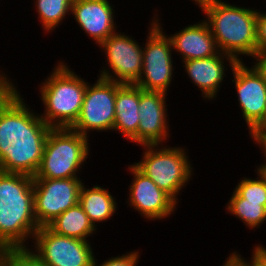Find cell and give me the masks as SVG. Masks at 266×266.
<instances>
[{"label":"cell","instance_id":"cell-30","mask_svg":"<svg viewBox=\"0 0 266 266\" xmlns=\"http://www.w3.org/2000/svg\"><path fill=\"white\" fill-rule=\"evenodd\" d=\"M253 246H256V266H266V246L261 242Z\"/></svg>","mask_w":266,"mask_h":266},{"label":"cell","instance_id":"cell-14","mask_svg":"<svg viewBox=\"0 0 266 266\" xmlns=\"http://www.w3.org/2000/svg\"><path fill=\"white\" fill-rule=\"evenodd\" d=\"M167 96L169 94L140 88L137 146L167 144L170 141L172 125H169Z\"/></svg>","mask_w":266,"mask_h":266},{"label":"cell","instance_id":"cell-29","mask_svg":"<svg viewBox=\"0 0 266 266\" xmlns=\"http://www.w3.org/2000/svg\"><path fill=\"white\" fill-rule=\"evenodd\" d=\"M249 138L252 140L253 144L256 145L255 147H259V151L261 150V157H263V160L261 161L263 163H258L255 167L266 171V127L257 128Z\"/></svg>","mask_w":266,"mask_h":266},{"label":"cell","instance_id":"cell-4","mask_svg":"<svg viewBox=\"0 0 266 266\" xmlns=\"http://www.w3.org/2000/svg\"><path fill=\"white\" fill-rule=\"evenodd\" d=\"M59 59L38 84L40 117L51 128H71L78 119L83 104L87 80L70 63ZM43 112V113H42Z\"/></svg>","mask_w":266,"mask_h":266},{"label":"cell","instance_id":"cell-12","mask_svg":"<svg viewBox=\"0 0 266 266\" xmlns=\"http://www.w3.org/2000/svg\"><path fill=\"white\" fill-rule=\"evenodd\" d=\"M131 174L127 191L126 208H132L144 221L169 220L176 214L179 204L164 190L160 189L149 177L141 172L133 163L125 166ZM133 176V177H132ZM173 214V215H172Z\"/></svg>","mask_w":266,"mask_h":266},{"label":"cell","instance_id":"cell-2","mask_svg":"<svg viewBox=\"0 0 266 266\" xmlns=\"http://www.w3.org/2000/svg\"><path fill=\"white\" fill-rule=\"evenodd\" d=\"M205 14L219 52L233 56L238 62L245 57L257 59L255 6L237 5L228 0H190ZM253 7V8H252ZM244 56V57H243Z\"/></svg>","mask_w":266,"mask_h":266},{"label":"cell","instance_id":"cell-24","mask_svg":"<svg viewBox=\"0 0 266 266\" xmlns=\"http://www.w3.org/2000/svg\"><path fill=\"white\" fill-rule=\"evenodd\" d=\"M0 266H48L29 247L5 248L0 253Z\"/></svg>","mask_w":266,"mask_h":266},{"label":"cell","instance_id":"cell-3","mask_svg":"<svg viewBox=\"0 0 266 266\" xmlns=\"http://www.w3.org/2000/svg\"><path fill=\"white\" fill-rule=\"evenodd\" d=\"M39 228L33 176L0 171V248L30 247Z\"/></svg>","mask_w":266,"mask_h":266},{"label":"cell","instance_id":"cell-9","mask_svg":"<svg viewBox=\"0 0 266 266\" xmlns=\"http://www.w3.org/2000/svg\"><path fill=\"white\" fill-rule=\"evenodd\" d=\"M251 65V66H250ZM230 76L235 89L240 116L245 121L248 135L264 127L266 109V74L255 61L238 62ZM241 108V109H240Z\"/></svg>","mask_w":266,"mask_h":266},{"label":"cell","instance_id":"cell-5","mask_svg":"<svg viewBox=\"0 0 266 266\" xmlns=\"http://www.w3.org/2000/svg\"><path fill=\"white\" fill-rule=\"evenodd\" d=\"M142 155L133 164L178 204L196 170L186 146L169 144L140 146Z\"/></svg>","mask_w":266,"mask_h":266},{"label":"cell","instance_id":"cell-19","mask_svg":"<svg viewBox=\"0 0 266 266\" xmlns=\"http://www.w3.org/2000/svg\"><path fill=\"white\" fill-rule=\"evenodd\" d=\"M81 186L79 193V205L88 216L93 226L98 229L103 224L118 214L117 198L107 187L97 184L92 187L85 184ZM98 225V226H97Z\"/></svg>","mask_w":266,"mask_h":266},{"label":"cell","instance_id":"cell-25","mask_svg":"<svg viewBox=\"0 0 266 266\" xmlns=\"http://www.w3.org/2000/svg\"><path fill=\"white\" fill-rule=\"evenodd\" d=\"M141 255L142 254L139 248L137 250L135 249L134 251L131 250L130 252L125 251V253H121V255L118 254L114 257L111 256L105 258L106 260L104 261L97 259V256L95 255L92 266H138Z\"/></svg>","mask_w":266,"mask_h":266},{"label":"cell","instance_id":"cell-7","mask_svg":"<svg viewBox=\"0 0 266 266\" xmlns=\"http://www.w3.org/2000/svg\"><path fill=\"white\" fill-rule=\"evenodd\" d=\"M155 11V12H153ZM150 23L146 26L147 36L143 43V67L139 80L135 85L147 91H159L169 93L172 81L176 78V62L172 44L167 36L164 22H161L163 16L158 10H153ZM161 15V16H160ZM164 29V30H163ZM165 31V32H164Z\"/></svg>","mask_w":266,"mask_h":266},{"label":"cell","instance_id":"cell-6","mask_svg":"<svg viewBox=\"0 0 266 266\" xmlns=\"http://www.w3.org/2000/svg\"><path fill=\"white\" fill-rule=\"evenodd\" d=\"M91 140L71 128H51L33 178H80L92 154Z\"/></svg>","mask_w":266,"mask_h":266},{"label":"cell","instance_id":"cell-20","mask_svg":"<svg viewBox=\"0 0 266 266\" xmlns=\"http://www.w3.org/2000/svg\"><path fill=\"white\" fill-rule=\"evenodd\" d=\"M47 227L58 235L84 241H91L101 230L93 226L79 203L57 216Z\"/></svg>","mask_w":266,"mask_h":266},{"label":"cell","instance_id":"cell-32","mask_svg":"<svg viewBox=\"0 0 266 266\" xmlns=\"http://www.w3.org/2000/svg\"><path fill=\"white\" fill-rule=\"evenodd\" d=\"M264 127H266V109H265V114H264Z\"/></svg>","mask_w":266,"mask_h":266},{"label":"cell","instance_id":"cell-15","mask_svg":"<svg viewBox=\"0 0 266 266\" xmlns=\"http://www.w3.org/2000/svg\"><path fill=\"white\" fill-rule=\"evenodd\" d=\"M237 63L233 56L219 52L211 57L186 60L180 64L189 82L200 91L202 100L214 102L218 101L224 80Z\"/></svg>","mask_w":266,"mask_h":266},{"label":"cell","instance_id":"cell-13","mask_svg":"<svg viewBox=\"0 0 266 266\" xmlns=\"http://www.w3.org/2000/svg\"><path fill=\"white\" fill-rule=\"evenodd\" d=\"M81 178H33L34 215L39 227L47 226L79 202Z\"/></svg>","mask_w":266,"mask_h":266},{"label":"cell","instance_id":"cell-17","mask_svg":"<svg viewBox=\"0 0 266 266\" xmlns=\"http://www.w3.org/2000/svg\"><path fill=\"white\" fill-rule=\"evenodd\" d=\"M173 33L167 36L171 41L174 56H179L178 60L181 62L207 58L219 53L209 25L203 18Z\"/></svg>","mask_w":266,"mask_h":266},{"label":"cell","instance_id":"cell-8","mask_svg":"<svg viewBox=\"0 0 266 266\" xmlns=\"http://www.w3.org/2000/svg\"><path fill=\"white\" fill-rule=\"evenodd\" d=\"M98 48L104 54L102 61L105 64L102 63L97 76L121 84H135L139 80L143 67V43L118 29Z\"/></svg>","mask_w":266,"mask_h":266},{"label":"cell","instance_id":"cell-28","mask_svg":"<svg viewBox=\"0 0 266 266\" xmlns=\"http://www.w3.org/2000/svg\"><path fill=\"white\" fill-rule=\"evenodd\" d=\"M264 11V12H263ZM266 10L258 8L256 21L257 58L266 51Z\"/></svg>","mask_w":266,"mask_h":266},{"label":"cell","instance_id":"cell-18","mask_svg":"<svg viewBox=\"0 0 266 266\" xmlns=\"http://www.w3.org/2000/svg\"><path fill=\"white\" fill-rule=\"evenodd\" d=\"M140 87L135 84H122L116 91L115 121L113 132L137 145Z\"/></svg>","mask_w":266,"mask_h":266},{"label":"cell","instance_id":"cell-31","mask_svg":"<svg viewBox=\"0 0 266 266\" xmlns=\"http://www.w3.org/2000/svg\"><path fill=\"white\" fill-rule=\"evenodd\" d=\"M255 62L266 74V51L260 53Z\"/></svg>","mask_w":266,"mask_h":266},{"label":"cell","instance_id":"cell-22","mask_svg":"<svg viewBox=\"0 0 266 266\" xmlns=\"http://www.w3.org/2000/svg\"><path fill=\"white\" fill-rule=\"evenodd\" d=\"M31 4L35 8L36 21H39L42 32L45 35L56 32L63 23L65 24L66 18L71 16V8L73 0H31ZM69 15V16H68ZM64 21V22H63Z\"/></svg>","mask_w":266,"mask_h":266},{"label":"cell","instance_id":"cell-27","mask_svg":"<svg viewBox=\"0 0 266 266\" xmlns=\"http://www.w3.org/2000/svg\"><path fill=\"white\" fill-rule=\"evenodd\" d=\"M250 258L243 257L240 251L231 250L230 254L226 255V260L220 266H256V246L251 247ZM249 259V260H248Z\"/></svg>","mask_w":266,"mask_h":266},{"label":"cell","instance_id":"cell-23","mask_svg":"<svg viewBox=\"0 0 266 266\" xmlns=\"http://www.w3.org/2000/svg\"><path fill=\"white\" fill-rule=\"evenodd\" d=\"M255 168L256 178L243 176L233 190L246 201H263L266 207V171Z\"/></svg>","mask_w":266,"mask_h":266},{"label":"cell","instance_id":"cell-21","mask_svg":"<svg viewBox=\"0 0 266 266\" xmlns=\"http://www.w3.org/2000/svg\"><path fill=\"white\" fill-rule=\"evenodd\" d=\"M225 205L227 214H230L243 223L247 230L261 229V225L266 224V207L263 201H246L234 190Z\"/></svg>","mask_w":266,"mask_h":266},{"label":"cell","instance_id":"cell-16","mask_svg":"<svg viewBox=\"0 0 266 266\" xmlns=\"http://www.w3.org/2000/svg\"><path fill=\"white\" fill-rule=\"evenodd\" d=\"M111 2V3H110ZM112 0H73L70 19L75 20L79 31L97 47L120 27L116 21L119 12ZM117 11V12H116ZM118 26V27H117ZM82 30V31H81Z\"/></svg>","mask_w":266,"mask_h":266},{"label":"cell","instance_id":"cell-11","mask_svg":"<svg viewBox=\"0 0 266 266\" xmlns=\"http://www.w3.org/2000/svg\"><path fill=\"white\" fill-rule=\"evenodd\" d=\"M92 242L61 236L42 226L29 248L48 266H92L98 254Z\"/></svg>","mask_w":266,"mask_h":266},{"label":"cell","instance_id":"cell-1","mask_svg":"<svg viewBox=\"0 0 266 266\" xmlns=\"http://www.w3.org/2000/svg\"><path fill=\"white\" fill-rule=\"evenodd\" d=\"M23 96L19 92L0 110V171L34 177L51 127Z\"/></svg>","mask_w":266,"mask_h":266},{"label":"cell","instance_id":"cell-26","mask_svg":"<svg viewBox=\"0 0 266 266\" xmlns=\"http://www.w3.org/2000/svg\"><path fill=\"white\" fill-rule=\"evenodd\" d=\"M5 69H0V110H2L12 99L15 97L21 89L18 87V84L15 83V80L11 79V76H8L9 72Z\"/></svg>","mask_w":266,"mask_h":266},{"label":"cell","instance_id":"cell-10","mask_svg":"<svg viewBox=\"0 0 266 266\" xmlns=\"http://www.w3.org/2000/svg\"><path fill=\"white\" fill-rule=\"evenodd\" d=\"M96 79L87 83L80 115L71 127L88 138L94 132H113L116 91L122 85L99 76Z\"/></svg>","mask_w":266,"mask_h":266}]
</instances>
